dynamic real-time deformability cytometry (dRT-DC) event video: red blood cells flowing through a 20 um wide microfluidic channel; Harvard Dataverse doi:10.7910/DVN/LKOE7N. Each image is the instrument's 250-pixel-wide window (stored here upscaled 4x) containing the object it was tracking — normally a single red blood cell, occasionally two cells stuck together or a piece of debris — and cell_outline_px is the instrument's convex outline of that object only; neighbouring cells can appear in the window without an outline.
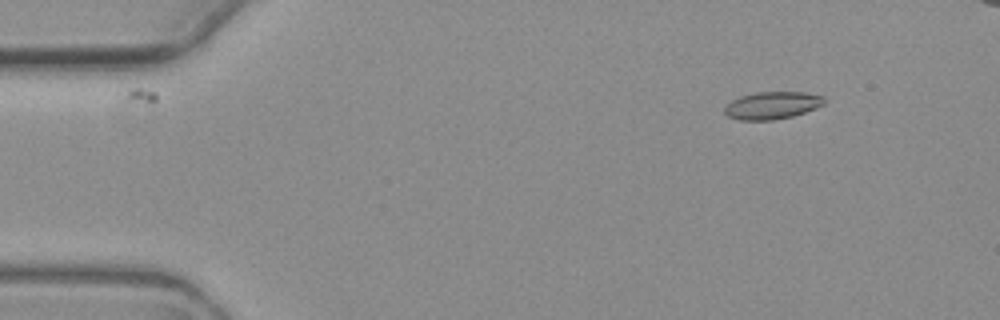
{"species": "common noctule bat (a hibernating species)", "species_latin": "Nyctalus noctula", "temperature_condition": "warm", "stored_images_in_passage": 6, "camera_frame_rate_fps": 3000, "um_per_image_px": 0.085, "animal": {"sex": "female", "body_mass_g": 19.3, "forearm_length_mm": 54.1}, "frame": {"image": 1, "passage_image": 2, "time_ms": 1.333, "image_size_px": [1000, 320], "cell_outline_px": [[824, 104], [816, 108], [792, 116], [772, 120], [740, 120], [728, 116], [724, 112], [724, 108], [732, 100], [740, 96], [756, 92], [804, 92], [824, 96]], "centroid_in_image_um": [65.63, 8.95], "position_along_channel_um": 19.4, "area_um2": 15.84}}
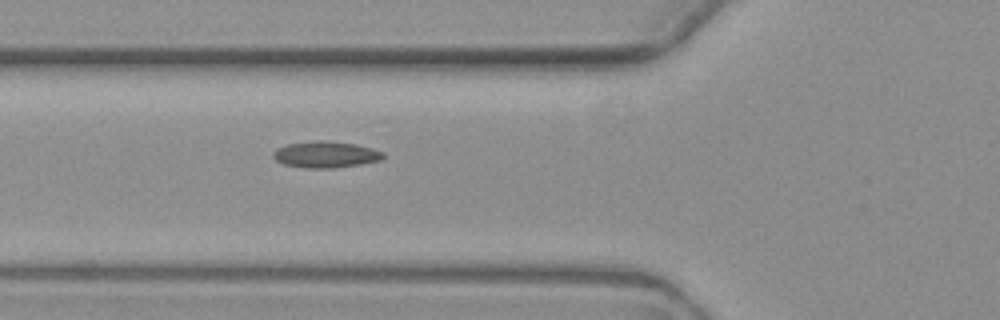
{"frame": {"image": 2, "passage_image": 6, "time_ms": 6.0, "image_size_px": [1000, 320], "cell_outline_px": [[384, 156], [380, 160], [360, 164], [332, 168], [304, 168], [284, 164], [276, 160], [272, 156], [280, 148], [288, 144], [316, 140], [324, 140], [356, 144], [372, 148], [384, 152]], "centroid_in_image_um": [27.72, 13.13], "position_along_channel_um": 98.1, "area_um2": 16.7}}